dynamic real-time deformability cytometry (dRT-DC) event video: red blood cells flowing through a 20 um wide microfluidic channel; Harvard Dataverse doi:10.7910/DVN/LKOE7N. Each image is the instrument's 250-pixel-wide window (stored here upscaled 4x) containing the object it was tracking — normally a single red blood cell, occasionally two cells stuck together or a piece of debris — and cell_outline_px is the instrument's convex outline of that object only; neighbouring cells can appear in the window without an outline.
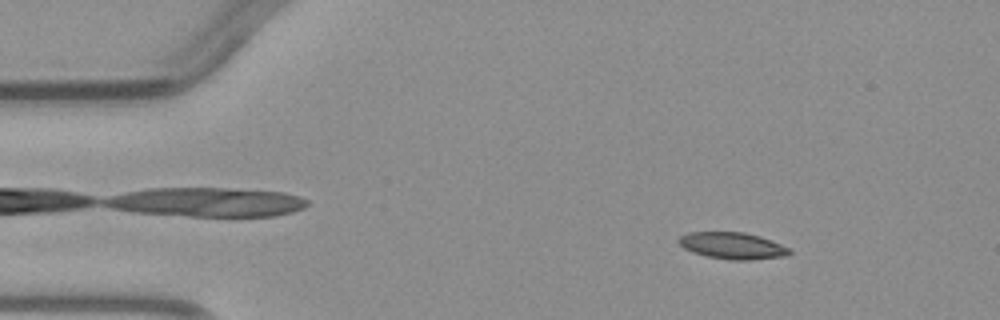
{"species": "common noctule bat (a hibernating species)", "species_latin": "Nyctalus noctula", "temperature_condition": "warm", "stored_images_in_passage": 3, "camera_frame_rate_fps": 3000, "um_per_image_px": 0.085, "animal": {"sex": "male", "body_mass_g": 23.1, "forearm_length_mm": 52.7}, "frame": {"image": 1, "passage_image": 1, "time_ms": 0.0, "image_size_px": [1000, 320], "cell_outline_px": [[792, 252], [788, 256], [752, 260], [728, 260], [708, 256], [692, 252], [684, 248], [676, 240], [680, 236], [688, 232], [744, 232], [760, 236], [792, 248]], "centroid_in_image_um": [62.3, 20.89], "position_along_channel_um": 22.7, "area_um2": 17.46}}
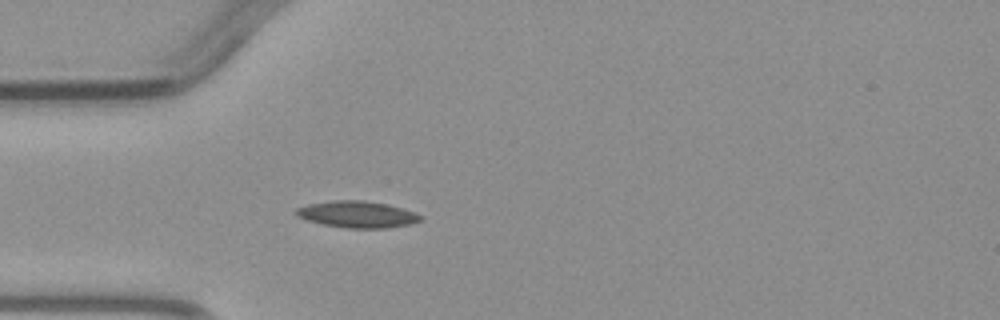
{"frame": {"image": 2, "passage_image": 3, "time_ms": 2.333, "image_size_px": [1000, 320], "cell_outline_px": [[424, 216], [420, 220], [412, 224], [384, 228], [348, 228], [324, 224], [308, 220], [296, 216], [296, 208], [308, 204], [332, 200], [364, 200], [388, 204], [416, 212]], "centroid_in_image_um": [30.4, 18.21], "position_along_channel_um": 54.6, "area_um2": 19.31}}